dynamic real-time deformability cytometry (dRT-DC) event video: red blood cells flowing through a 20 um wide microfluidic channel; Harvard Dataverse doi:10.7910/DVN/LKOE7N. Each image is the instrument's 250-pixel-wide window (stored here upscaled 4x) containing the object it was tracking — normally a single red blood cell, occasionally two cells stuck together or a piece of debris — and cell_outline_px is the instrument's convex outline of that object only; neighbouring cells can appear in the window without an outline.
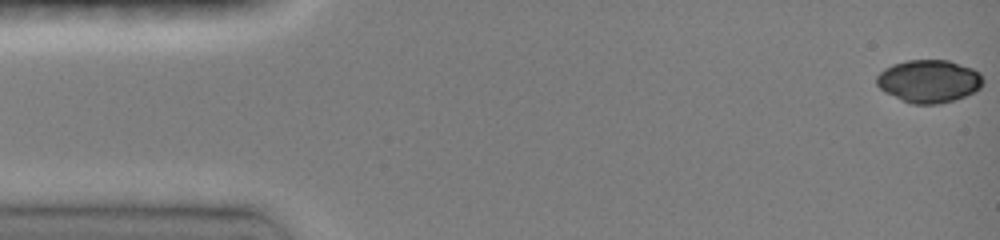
{"species": "common noctule bat (a hibernating species)", "species_latin": "Nyctalus noctula", "temperature_condition": "room temperature", "stored_images_in_passage": 17, "camera_frame_rate_fps": 3000, "um_per_image_px": 0.085, "animal": {"sex": "female", "body_mass_g": 19.0, "forearm_length_mm": 51.5}, "frame": {"image": 1, "passage_image": 1, "time_ms": 0.0, "image_size_px": [1000, 240], "cell_outline_px": [[984, 80], [980, 88], [964, 96], [940, 104], [912, 104], [884, 92], [876, 84], [876, 76], [884, 68], [892, 64], [908, 60], [948, 60], [972, 68], [980, 72]], "centroid_in_image_um": [78.94, 6.89], "position_along_channel_um": 6.1, "area_um2": 26.53}}
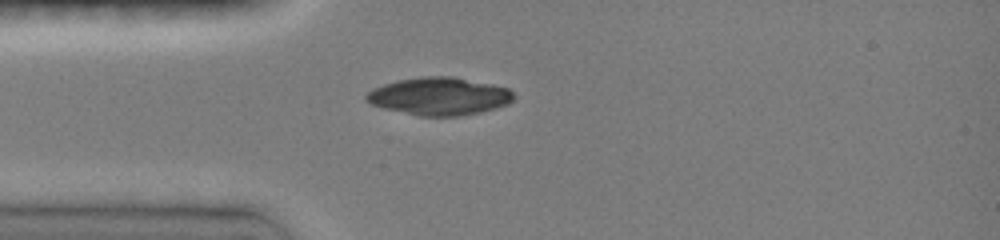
{"frame": {"image": 2, "passage_image": 9, "time_ms": 4.0, "image_size_px": [1000, 240], "cell_outline_px": [[512, 100], [508, 104], [496, 108], [480, 112], [460, 116], [420, 116], [384, 108], [372, 104], [364, 100], [364, 96], [372, 88], [396, 80], [420, 76], [452, 76], [492, 84], [508, 88], [512, 92]], "centroid_in_image_um": [37.3, 8.17], "position_along_channel_um": 47.7, "area_um2": 32.43}}